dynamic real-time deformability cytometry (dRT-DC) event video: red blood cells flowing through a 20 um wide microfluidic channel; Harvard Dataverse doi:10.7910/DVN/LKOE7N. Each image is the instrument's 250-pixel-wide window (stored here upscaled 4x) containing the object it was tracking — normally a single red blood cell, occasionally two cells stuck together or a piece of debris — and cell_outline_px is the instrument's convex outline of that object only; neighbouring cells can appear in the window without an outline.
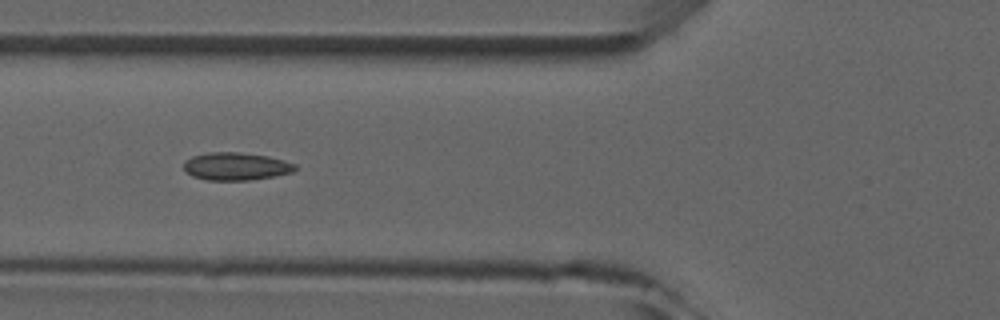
{"species": "common noctule bat (a hibernating species)", "species_latin": "Nyctalus noctula", "temperature_condition": "room temperature", "stored_images_in_passage": 8, "camera_frame_rate_fps": 3000, "um_per_image_px": 0.085, "animal": {"sex": "male", "forearm_length_mm": 52.5}, "frame": {"image": 1, "passage_image": 6, "time_ms": 5.667, "image_size_px": [1000, 320], "cell_outline_px": [[300, 168], [292, 172], [272, 176], [248, 180], [208, 180], [192, 176], [184, 172], [184, 160], [192, 156], [208, 152], [240, 152], [268, 156], [284, 160], [296, 164]], "centroid_in_image_um": [20.05, 14.13], "position_along_channel_um": 105.8, "area_um2": 18.15}}
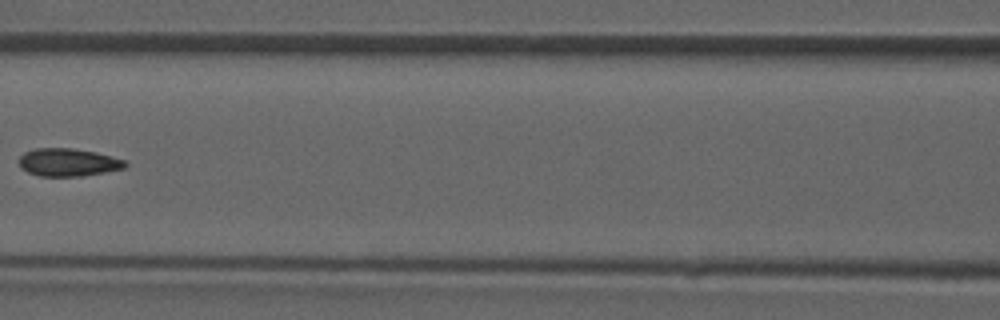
{"frame": {"image": 2, "passage_image": 7, "time_ms": 7.0, "image_size_px": [1000, 320], "cell_outline_px": [[128, 164], [124, 168], [104, 172], [80, 176], [40, 176], [28, 172], [20, 164], [20, 156], [24, 152], [36, 148], [72, 148], [96, 152], [112, 156], [124, 160]], "centroid_in_image_um": [5.81, 13.79], "position_along_channel_um": 160.8, "area_um2": 17.05}}